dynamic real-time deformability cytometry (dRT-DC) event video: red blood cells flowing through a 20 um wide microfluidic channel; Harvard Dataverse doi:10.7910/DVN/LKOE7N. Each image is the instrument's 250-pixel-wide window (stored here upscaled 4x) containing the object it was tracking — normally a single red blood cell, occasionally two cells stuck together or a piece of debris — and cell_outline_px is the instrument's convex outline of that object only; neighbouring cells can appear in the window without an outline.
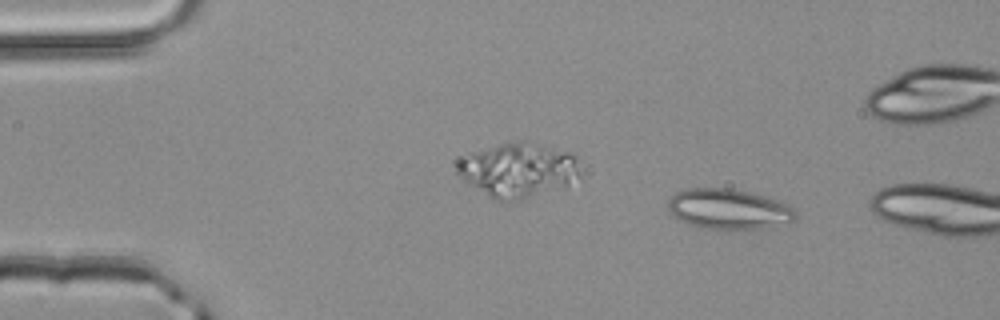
{"species": "common noctule bat (a hibernating species)", "species_latin": "Nyctalus noctula", "temperature_condition": "room temperature", "stored_images_in_passage": 2, "camera_frame_rate_fps": 3000, "um_per_image_px": 0.085, "animal": {"sex": "male", "body_mass_g": 20.4}, "frame": {"image": 1, "passage_image": 1, "time_ms": 0.0, "image_size_px": [1000, 320], "cell_outline_px": [[796, 216], [788, 224], [764, 228], [724, 232], [700, 228], [688, 224], [672, 216], [668, 208], [668, 200], [676, 192], [688, 188], [732, 188], [780, 200], [788, 204], [796, 212]], "centroid_in_image_um": [61.93, 17.81], "position_along_channel_um": 23.1, "area_um2": 30.87}}